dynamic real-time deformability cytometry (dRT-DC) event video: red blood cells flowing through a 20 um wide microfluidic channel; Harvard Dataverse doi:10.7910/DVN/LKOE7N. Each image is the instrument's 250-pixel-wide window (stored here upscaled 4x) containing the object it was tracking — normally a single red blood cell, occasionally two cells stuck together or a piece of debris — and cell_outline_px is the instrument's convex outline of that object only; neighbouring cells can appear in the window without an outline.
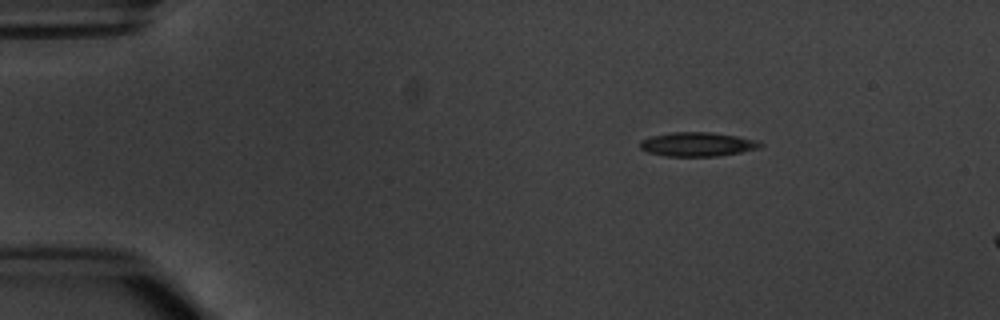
{"species": "common noctule bat (a hibernating species)", "species_latin": "Nyctalus noctula", "temperature_condition": "warm", "stored_images_in_passage": 4, "segment_of_instrument_passage": [1, 2], "camera_frame_rate_fps": 3000, "um_per_image_px": 0.085, "animal": {"sex": "male", "body_mass_g": 20.1, "forearm_length_mm": 53.5}, "frame": {"image": 1, "passage_image": 1, "time_ms": 0.0, "image_size_px": [1000, 320], "cell_outline_px": [[764, 144], [760, 148], [740, 152], [716, 156], [664, 156], [648, 152], [640, 148], [640, 140], [652, 136], [672, 132], [712, 132], [736, 136], [756, 140]], "centroid_in_image_um": [59.27, 12.26], "position_along_channel_um": 25.7, "area_um2": 16.82}}